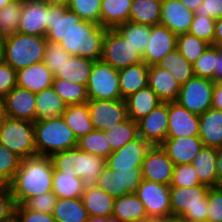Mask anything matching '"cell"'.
Masks as SVG:
<instances>
[{
    "instance_id": "24",
    "label": "cell",
    "mask_w": 222,
    "mask_h": 222,
    "mask_svg": "<svg viewBox=\"0 0 222 222\" xmlns=\"http://www.w3.org/2000/svg\"><path fill=\"white\" fill-rule=\"evenodd\" d=\"M53 79V73L43 61L17 71V86L34 93L52 87Z\"/></svg>"
},
{
    "instance_id": "31",
    "label": "cell",
    "mask_w": 222,
    "mask_h": 222,
    "mask_svg": "<svg viewBox=\"0 0 222 222\" xmlns=\"http://www.w3.org/2000/svg\"><path fill=\"white\" fill-rule=\"evenodd\" d=\"M82 200L89 217H110L113 215L115 198L98 187L85 189L82 194Z\"/></svg>"
},
{
    "instance_id": "9",
    "label": "cell",
    "mask_w": 222,
    "mask_h": 222,
    "mask_svg": "<svg viewBox=\"0 0 222 222\" xmlns=\"http://www.w3.org/2000/svg\"><path fill=\"white\" fill-rule=\"evenodd\" d=\"M89 100L122 99L118 70L101 60L94 61L87 83Z\"/></svg>"
},
{
    "instance_id": "34",
    "label": "cell",
    "mask_w": 222,
    "mask_h": 222,
    "mask_svg": "<svg viewBox=\"0 0 222 222\" xmlns=\"http://www.w3.org/2000/svg\"><path fill=\"white\" fill-rule=\"evenodd\" d=\"M52 215L57 222H86L89 218L82 198H58Z\"/></svg>"
},
{
    "instance_id": "51",
    "label": "cell",
    "mask_w": 222,
    "mask_h": 222,
    "mask_svg": "<svg viewBox=\"0 0 222 222\" xmlns=\"http://www.w3.org/2000/svg\"><path fill=\"white\" fill-rule=\"evenodd\" d=\"M21 159L0 144V173L10 182L19 169Z\"/></svg>"
},
{
    "instance_id": "59",
    "label": "cell",
    "mask_w": 222,
    "mask_h": 222,
    "mask_svg": "<svg viewBox=\"0 0 222 222\" xmlns=\"http://www.w3.org/2000/svg\"><path fill=\"white\" fill-rule=\"evenodd\" d=\"M212 108L222 110V82L215 83L214 85Z\"/></svg>"
},
{
    "instance_id": "17",
    "label": "cell",
    "mask_w": 222,
    "mask_h": 222,
    "mask_svg": "<svg viewBox=\"0 0 222 222\" xmlns=\"http://www.w3.org/2000/svg\"><path fill=\"white\" fill-rule=\"evenodd\" d=\"M199 134V115L189 112L178 102H168L167 138L197 136Z\"/></svg>"
},
{
    "instance_id": "71",
    "label": "cell",
    "mask_w": 222,
    "mask_h": 222,
    "mask_svg": "<svg viewBox=\"0 0 222 222\" xmlns=\"http://www.w3.org/2000/svg\"><path fill=\"white\" fill-rule=\"evenodd\" d=\"M165 222H185V220H182L180 218L172 217V218H165Z\"/></svg>"
},
{
    "instance_id": "25",
    "label": "cell",
    "mask_w": 222,
    "mask_h": 222,
    "mask_svg": "<svg viewBox=\"0 0 222 222\" xmlns=\"http://www.w3.org/2000/svg\"><path fill=\"white\" fill-rule=\"evenodd\" d=\"M198 136L204 146L222 147V110L211 107L199 115Z\"/></svg>"
},
{
    "instance_id": "18",
    "label": "cell",
    "mask_w": 222,
    "mask_h": 222,
    "mask_svg": "<svg viewBox=\"0 0 222 222\" xmlns=\"http://www.w3.org/2000/svg\"><path fill=\"white\" fill-rule=\"evenodd\" d=\"M84 20L75 12L62 6H48L46 39L52 43H60L68 32Z\"/></svg>"
},
{
    "instance_id": "53",
    "label": "cell",
    "mask_w": 222,
    "mask_h": 222,
    "mask_svg": "<svg viewBox=\"0 0 222 222\" xmlns=\"http://www.w3.org/2000/svg\"><path fill=\"white\" fill-rule=\"evenodd\" d=\"M206 221L222 222V191L218 187H211L208 190Z\"/></svg>"
},
{
    "instance_id": "43",
    "label": "cell",
    "mask_w": 222,
    "mask_h": 222,
    "mask_svg": "<svg viewBox=\"0 0 222 222\" xmlns=\"http://www.w3.org/2000/svg\"><path fill=\"white\" fill-rule=\"evenodd\" d=\"M22 7L23 1H14L0 9V38H5L18 32Z\"/></svg>"
},
{
    "instance_id": "10",
    "label": "cell",
    "mask_w": 222,
    "mask_h": 222,
    "mask_svg": "<svg viewBox=\"0 0 222 222\" xmlns=\"http://www.w3.org/2000/svg\"><path fill=\"white\" fill-rule=\"evenodd\" d=\"M134 193L143 203L148 218H172L170 185L142 179Z\"/></svg>"
},
{
    "instance_id": "22",
    "label": "cell",
    "mask_w": 222,
    "mask_h": 222,
    "mask_svg": "<svg viewBox=\"0 0 222 222\" xmlns=\"http://www.w3.org/2000/svg\"><path fill=\"white\" fill-rule=\"evenodd\" d=\"M174 165L190 164L202 148L203 142L197 136L167 138L161 145Z\"/></svg>"
},
{
    "instance_id": "28",
    "label": "cell",
    "mask_w": 222,
    "mask_h": 222,
    "mask_svg": "<svg viewBox=\"0 0 222 222\" xmlns=\"http://www.w3.org/2000/svg\"><path fill=\"white\" fill-rule=\"evenodd\" d=\"M112 216L121 222H144L149 219L143 203L135 193L115 198Z\"/></svg>"
},
{
    "instance_id": "73",
    "label": "cell",
    "mask_w": 222,
    "mask_h": 222,
    "mask_svg": "<svg viewBox=\"0 0 222 222\" xmlns=\"http://www.w3.org/2000/svg\"><path fill=\"white\" fill-rule=\"evenodd\" d=\"M144 222H165V219H160V218H149L147 220H145Z\"/></svg>"
},
{
    "instance_id": "46",
    "label": "cell",
    "mask_w": 222,
    "mask_h": 222,
    "mask_svg": "<svg viewBox=\"0 0 222 222\" xmlns=\"http://www.w3.org/2000/svg\"><path fill=\"white\" fill-rule=\"evenodd\" d=\"M192 65L194 76L210 79L214 82V70L217 68V46L209 45Z\"/></svg>"
},
{
    "instance_id": "35",
    "label": "cell",
    "mask_w": 222,
    "mask_h": 222,
    "mask_svg": "<svg viewBox=\"0 0 222 222\" xmlns=\"http://www.w3.org/2000/svg\"><path fill=\"white\" fill-rule=\"evenodd\" d=\"M162 2L159 0H132L129 21L154 26L160 24Z\"/></svg>"
},
{
    "instance_id": "70",
    "label": "cell",
    "mask_w": 222,
    "mask_h": 222,
    "mask_svg": "<svg viewBox=\"0 0 222 222\" xmlns=\"http://www.w3.org/2000/svg\"><path fill=\"white\" fill-rule=\"evenodd\" d=\"M14 1H24V0H0V9L4 8L10 2H14Z\"/></svg>"
},
{
    "instance_id": "36",
    "label": "cell",
    "mask_w": 222,
    "mask_h": 222,
    "mask_svg": "<svg viewBox=\"0 0 222 222\" xmlns=\"http://www.w3.org/2000/svg\"><path fill=\"white\" fill-rule=\"evenodd\" d=\"M93 63L92 59L72 55L54 77L87 85Z\"/></svg>"
},
{
    "instance_id": "64",
    "label": "cell",
    "mask_w": 222,
    "mask_h": 222,
    "mask_svg": "<svg viewBox=\"0 0 222 222\" xmlns=\"http://www.w3.org/2000/svg\"><path fill=\"white\" fill-rule=\"evenodd\" d=\"M48 6H62L68 8L70 0H41Z\"/></svg>"
},
{
    "instance_id": "63",
    "label": "cell",
    "mask_w": 222,
    "mask_h": 222,
    "mask_svg": "<svg viewBox=\"0 0 222 222\" xmlns=\"http://www.w3.org/2000/svg\"><path fill=\"white\" fill-rule=\"evenodd\" d=\"M181 3L187 7L190 11L195 12L196 9L200 6L203 0H180Z\"/></svg>"
},
{
    "instance_id": "55",
    "label": "cell",
    "mask_w": 222,
    "mask_h": 222,
    "mask_svg": "<svg viewBox=\"0 0 222 222\" xmlns=\"http://www.w3.org/2000/svg\"><path fill=\"white\" fill-rule=\"evenodd\" d=\"M20 222H57L52 214L27 209L23 204L15 205Z\"/></svg>"
},
{
    "instance_id": "54",
    "label": "cell",
    "mask_w": 222,
    "mask_h": 222,
    "mask_svg": "<svg viewBox=\"0 0 222 222\" xmlns=\"http://www.w3.org/2000/svg\"><path fill=\"white\" fill-rule=\"evenodd\" d=\"M15 86H17V71L4 62L0 65V96L5 97Z\"/></svg>"
},
{
    "instance_id": "3",
    "label": "cell",
    "mask_w": 222,
    "mask_h": 222,
    "mask_svg": "<svg viewBox=\"0 0 222 222\" xmlns=\"http://www.w3.org/2000/svg\"><path fill=\"white\" fill-rule=\"evenodd\" d=\"M35 147L38 156L53 154L77 147V138L62 116L34 122Z\"/></svg>"
},
{
    "instance_id": "13",
    "label": "cell",
    "mask_w": 222,
    "mask_h": 222,
    "mask_svg": "<svg viewBox=\"0 0 222 222\" xmlns=\"http://www.w3.org/2000/svg\"><path fill=\"white\" fill-rule=\"evenodd\" d=\"M151 147L148 141L138 136L122 148L113 151L106 159V166L115 171L141 169L146 153Z\"/></svg>"
},
{
    "instance_id": "75",
    "label": "cell",
    "mask_w": 222,
    "mask_h": 222,
    "mask_svg": "<svg viewBox=\"0 0 222 222\" xmlns=\"http://www.w3.org/2000/svg\"><path fill=\"white\" fill-rule=\"evenodd\" d=\"M217 187L222 191V181L218 183Z\"/></svg>"
},
{
    "instance_id": "27",
    "label": "cell",
    "mask_w": 222,
    "mask_h": 222,
    "mask_svg": "<svg viewBox=\"0 0 222 222\" xmlns=\"http://www.w3.org/2000/svg\"><path fill=\"white\" fill-rule=\"evenodd\" d=\"M128 118L138 122L156 108L162 101L155 92L147 86L125 98Z\"/></svg>"
},
{
    "instance_id": "32",
    "label": "cell",
    "mask_w": 222,
    "mask_h": 222,
    "mask_svg": "<svg viewBox=\"0 0 222 222\" xmlns=\"http://www.w3.org/2000/svg\"><path fill=\"white\" fill-rule=\"evenodd\" d=\"M36 120L59 117L67 108L66 103L52 87L36 93Z\"/></svg>"
},
{
    "instance_id": "74",
    "label": "cell",
    "mask_w": 222,
    "mask_h": 222,
    "mask_svg": "<svg viewBox=\"0 0 222 222\" xmlns=\"http://www.w3.org/2000/svg\"><path fill=\"white\" fill-rule=\"evenodd\" d=\"M185 222H208L206 220H185Z\"/></svg>"
},
{
    "instance_id": "21",
    "label": "cell",
    "mask_w": 222,
    "mask_h": 222,
    "mask_svg": "<svg viewBox=\"0 0 222 222\" xmlns=\"http://www.w3.org/2000/svg\"><path fill=\"white\" fill-rule=\"evenodd\" d=\"M194 14L180 0H165L162 1L160 24L176 35L188 33Z\"/></svg>"
},
{
    "instance_id": "38",
    "label": "cell",
    "mask_w": 222,
    "mask_h": 222,
    "mask_svg": "<svg viewBox=\"0 0 222 222\" xmlns=\"http://www.w3.org/2000/svg\"><path fill=\"white\" fill-rule=\"evenodd\" d=\"M157 65L171 72L180 85L194 76L193 65L177 49L165 55Z\"/></svg>"
},
{
    "instance_id": "47",
    "label": "cell",
    "mask_w": 222,
    "mask_h": 222,
    "mask_svg": "<svg viewBox=\"0 0 222 222\" xmlns=\"http://www.w3.org/2000/svg\"><path fill=\"white\" fill-rule=\"evenodd\" d=\"M102 0H70L68 9L84 21L100 24Z\"/></svg>"
},
{
    "instance_id": "39",
    "label": "cell",
    "mask_w": 222,
    "mask_h": 222,
    "mask_svg": "<svg viewBox=\"0 0 222 222\" xmlns=\"http://www.w3.org/2000/svg\"><path fill=\"white\" fill-rule=\"evenodd\" d=\"M125 40L141 55L144 54L150 38V26L135 22H125L115 28Z\"/></svg>"
},
{
    "instance_id": "72",
    "label": "cell",
    "mask_w": 222,
    "mask_h": 222,
    "mask_svg": "<svg viewBox=\"0 0 222 222\" xmlns=\"http://www.w3.org/2000/svg\"><path fill=\"white\" fill-rule=\"evenodd\" d=\"M105 222H121L118 218L110 216V217H105Z\"/></svg>"
},
{
    "instance_id": "20",
    "label": "cell",
    "mask_w": 222,
    "mask_h": 222,
    "mask_svg": "<svg viewBox=\"0 0 222 222\" xmlns=\"http://www.w3.org/2000/svg\"><path fill=\"white\" fill-rule=\"evenodd\" d=\"M36 93L15 86L4 98L9 118L36 121Z\"/></svg>"
},
{
    "instance_id": "42",
    "label": "cell",
    "mask_w": 222,
    "mask_h": 222,
    "mask_svg": "<svg viewBox=\"0 0 222 222\" xmlns=\"http://www.w3.org/2000/svg\"><path fill=\"white\" fill-rule=\"evenodd\" d=\"M105 134L111 149L115 151L138 137V122L128 118L112 129L106 130Z\"/></svg>"
},
{
    "instance_id": "30",
    "label": "cell",
    "mask_w": 222,
    "mask_h": 222,
    "mask_svg": "<svg viewBox=\"0 0 222 222\" xmlns=\"http://www.w3.org/2000/svg\"><path fill=\"white\" fill-rule=\"evenodd\" d=\"M132 0H102L100 26L115 29L129 21Z\"/></svg>"
},
{
    "instance_id": "62",
    "label": "cell",
    "mask_w": 222,
    "mask_h": 222,
    "mask_svg": "<svg viewBox=\"0 0 222 222\" xmlns=\"http://www.w3.org/2000/svg\"><path fill=\"white\" fill-rule=\"evenodd\" d=\"M217 185L222 181V147L217 148L216 158Z\"/></svg>"
},
{
    "instance_id": "52",
    "label": "cell",
    "mask_w": 222,
    "mask_h": 222,
    "mask_svg": "<svg viewBox=\"0 0 222 222\" xmlns=\"http://www.w3.org/2000/svg\"><path fill=\"white\" fill-rule=\"evenodd\" d=\"M57 199V196L50 191L28 199L23 205L29 210L52 214Z\"/></svg>"
},
{
    "instance_id": "68",
    "label": "cell",
    "mask_w": 222,
    "mask_h": 222,
    "mask_svg": "<svg viewBox=\"0 0 222 222\" xmlns=\"http://www.w3.org/2000/svg\"><path fill=\"white\" fill-rule=\"evenodd\" d=\"M5 62V48L3 43V38H0V65Z\"/></svg>"
},
{
    "instance_id": "60",
    "label": "cell",
    "mask_w": 222,
    "mask_h": 222,
    "mask_svg": "<svg viewBox=\"0 0 222 222\" xmlns=\"http://www.w3.org/2000/svg\"><path fill=\"white\" fill-rule=\"evenodd\" d=\"M222 82V47L217 46V68L214 70V83Z\"/></svg>"
},
{
    "instance_id": "6",
    "label": "cell",
    "mask_w": 222,
    "mask_h": 222,
    "mask_svg": "<svg viewBox=\"0 0 222 222\" xmlns=\"http://www.w3.org/2000/svg\"><path fill=\"white\" fill-rule=\"evenodd\" d=\"M206 185L194 187L170 186L172 217L182 220H206L208 205Z\"/></svg>"
},
{
    "instance_id": "69",
    "label": "cell",
    "mask_w": 222,
    "mask_h": 222,
    "mask_svg": "<svg viewBox=\"0 0 222 222\" xmlns=\"http://www.w3.org/2000/svg\"><path fill=\"white\" fill-rule=\"evenodd\" d=\"M86 222H105V217L102 216L89 217Z\"/></svg>"
},
{
    "instance_id": "57",
    "label": "cell",
    "mask_w": 222,
    "mask_h": 222,
    "mask_svg": "<svg viewBox=\"0 0 222 222\" xmlns=\"http://www.w3.org/2000/svg\"><path fill=\"white\" fill-rule=\"evenodd\" d=\"M194 13L211 17L214 20L220 19L222 17V0H203Z\"/></svg>"
},
{
    "instance_id": "8",
    "label": "cell",
    "mask_w": 222,
    "mask_h": 222,
    "mask_svg": "<svg viewBox=\"0 0 222 222\" xmlns=\"http://www.w3.org/2000/svg\"><path fill=\"white\" fill-rule=\"evenodd\" d=\"M100 60L116 70L143 62L142 55L116 29H106Z\"/></svg>"
},
{
    "instance_id": "14",
    "label": "cell",
    "mask_w": 222,
    "mask_h": 222,
    "mask_svg": "<svg viewBox=\"0 0 222 222\" xmlns=\"http://www.w3.org/2000/svg\"><path fill=\"white\" fill-rule=\"evenodd\" d=\"M174 166V163L160 145L152 146L142 162V179L170 185Z\"/></svg>"
},
{
    "instance_id": "33",
    "label": "cell",
    "mask_w": 222,
    "mask_h": 222,
    "mask_svg": "<svg viewBox=\"0 0 222 222\" xmlns=\"http://www.w3.org/2000/svg\"><path fill=\"white\" fill-rule=\"evenodd\" d=\"M61 116L77 139L94 130L87 103L67 105Z\"/></svg>"
},
{
    "instance_id": "2",
    "label": "cell",
    "mask_w": 222,
    "mask_h": 222,
    "mask_svg": "<svg viewBox=\"0 0 222 222\" xmlns=\"http://www.w3.org/2000/svg\"><path fill=\"white\" fill-rule=\"evenodd\" d=\"M54 171L64 172L83 180L84 188L97 187V179L106 166V159L76 148L53 154Z\"/></svg>"
},
{
    "instance_id": "44",
    "label": "cell",
    "mask_w": 222,
    "mask_h": 222,
    "mask_svg": "<svg viewBox=\"0 0 222 222\" xmlns=\"http://www.w3.org/2000/svg\"><path fill=\"white\" fill-rule=\"evenodd\" d=\"M210 44L189 33L177 35L176 49L193 64L205 52Z\"/></svg>"
},
{
    "instance_id": "7",
    "label": "cell",
    "mask_w": 222,
    "mask_h": 222,
    "mask_svg": "<svg viewBox=\"0 0 222 222\" xmlns=\"http://www.w3.org/2000/svg\"><path fill=\"white\" fill-rule=\"evenodd\" d=\"M0 144L15 153L21 160L37 156L34 123L7 117L0 124Z\"/></svg>"
},
{
    "instance_id": "4",
    "label": "cell",
    "mask_w": 222,
    "mask_h": 222,
    "mask_svg": "<svg viewBox=\"0 0 222 222\" xmlns=\"http://www.w3.org/2000/svg\"><path fill=\"white\" fill-rule=\"evenodd\" d=\"M45 36L22 34L17 32L3 38L5 63L16 71L42 62L47 45Z\"/></svg>"
},
{
    "instance_id": "12",
    "label": "cell",
    "mask_w": 222,
    "mask_h": 222,
    "mask_svg": "<svg viewBox=\"0 0 222 222\" xmlns=\"http://www.w3.org/2000/svg\"><path fill=\"white\" fill-rule=\"evenodd\" d=\"M94 130L106 131L128 119L125 99L88 100Z\"/></svg>"
},
{
    "instance_id": "15",
    "label": "cell",
    "mask_w": 222,
    "mask_h": 222,
    "mask_svg": "<svg viewBox=\"0 0 222 222\" xmlns=\"http://www.w3.org/2000/svg\"><path fill=\"white\" fill-rule=\"evenodd\" d=\"M168 102H162L138 121V136L152 146L161 145L167 139Z\"/></svg>"
},
{
    "instance_id": "1",
    "label": "cell",
    "mask_w": 222,
    "mask_h": 222,
    "mask_svg": "<svg viewBox=\"0 0 222 222\" xmlns=\"http://www.w3.org/2000/svg\"><path fill=\"white\" fill-rule=\"evenodd\" d=\"M54 166L50 157L34 156L20 161L19 169L10 181L15 205L52 191Z\"/></svg>"
},
{
    "instance_id": "66",
    "label": "cell",
    "mask_w": 222,
    "mask_h": 222,
    "mask_svg": "<svg viewBox=\"0 0 222 222\" xmlns=\"http://www.w3.org/2000/svg\"><path fill=\"white\" fill-rule=\"evenodd\" d=\"M10 189V182L0 173V191Z\"/></svg>"
},
{
    "instance_id": "67",
    "label": "cell",
    "mask_w": 222,
    "mask_h": 222,
    "mask_svg": "<svg viewBox=\"0 0 222 222\" xmlns=\"http://www.w3.org/2000/svg\"><path fill=\"white\" fill-rule=\"evenodd\" d=\"M0 222H20V219H19L17 213L14 211L8 217L0 220Z\"/></svg>"
},
{
    "instance_id": "37",
    "label": "cell",
    "mask_w": 222,
    "mask_h": 222,
    "mask_svg": "<svg viewBox=\"0 0 222 222\" xmlns=\"http://www.w3.org/2000/svg\"><path fill=\"white\" fill-rule=\"evenodd\" d=\"M84 190L82 179L60 171L53 172L52 192L57 198H82Z\"/></svg>"
},
{
    "instance_id": "16",
    "label": "cell",
    "mask_w": 222,
    "mask_h": 222,
    "mask_svg": "<svg viewBox=\"0 0 222 222\" xmlns=\"http://www.w3.org/2000/svg\"><path fill=\"white\" fill-rule=\"evenodd\" d=\"M177 35L161 24L150 26V38L142 60L148 65H157L168 53L176 49Z\"/></svg>"
},
{
    "instance_id": "40",
    "label": "cell",
    "mask_w": 222,
    "mask_h": 222,
    "mask_svg": "<svg viewBox=\"0 0 222 222\" xmlns=\"http://www.w3.org/2000/svg\"><path fill=\"white\" fill-rule=\"evenodd\" d=\"M52 88L66 105L84 104L89 100L87 85H81L69 80L54 77Z\"/></svg>"
},
{
    "instance_id": "65",
    "label": "cell",
    "mask_w": 222,
    "mask_h": 222,
    "mask_svg": "<svg viewBox=\"0 0 222 222\" xmlns=\"http://www.w3.org/2000/svg\"><path fill=\"white\" fill-rule=\"evenodd\" d=\"M6 102L3 96H0V124L7 118Z\"/></svg>"
},
{
    "instance_id": "56",
    "label": "cell",
    "mask_w": 222,
    "mask_h": 222,
    "mask_svg": "<svg viewBox=\"0 0 222 222\" xmlns=\"http://www.w3.org/2000/svg\"><path fill=\"white\" fill-rule=\"evenodd\" d=\"M117 174L122 179V189H127L129 193H134L142 181L141 169L118 170Z\"/></svg>"
},
{
    "instance_id": "41",
    "label": "cell",
    "mask_w": 222,
    "mask_h": 222,
    "mask_svg": "<svg viewBox=\"0 0 222 222\" xmlns=\"http://www.w3.org/2000/svg\"><path fill=\"white\" fill-rule=\"evenodd\" d=\"M77 148L107 159L113 150L107 141L104 131L93 130L77 140Z\"/></svg>"
},
{
    "instance_id": "11",
    "label": "cell",
    "mask_w": 222,
    "mask_h": 222,
    "mask_svg": "<svg viewBox=\"0 0 222 222\" xmlns=\"http://www.w3.org/2000/svg\"><path fill=\"white\" fill-rule=\"evenodd\" d=\"M214 85L210 79L193 76L181 85L176 102L189 112L201 115L212 107Z\"/></svg>"
},
{
    "instance_id": "61",
    "label": "cell",
    "mask_w": 222,
    "mask_h": 222,
    "mask_svg": "<svg viewBox=\"0 0 222 222\" xmlns=\"http://www.w3.org/2000/svg\"><path fill=\"white\" fill-rule=\"evenodd\" d=\"M213 45L222 47V17L216 20L215 35L213 38Z\"/></svg>"
},
{
    "instance_id": "49",
    "label": "cell",
    "mask_w": 222,
    "mask_h": 222,
    "mask_svg": "<svg viewBox=\"0 0 222 222\" xmlns=\"http://www.w3.org/2000/svg\"><path fill=\"white\" fill-rule=\"evenodd\" d=\"M215 23L216 20L211 17L194 14L188 33L213 45Z\"/></svg>"
},
{
    "instance_id": "48",
    "label": "cell",
    "mask_w": 222,
    "mask_h": 222,
    "mask_svg": "<svg viewBox=\"0 0 222 222\" xmlns=\"http://www.w3.org/2000/svg\"><path fill=\"white\" fill-rule=\"evenodd\" d=\"M72 55L68 54L58 43L47 42L43 62L55 76L69 61Z\"/></svg>"
},
{
    "instance_id": "45",
    "label": "cell",
    "mask_w": 222,
    "mask_h": 222,
    "mask_svg": "<svg viewBox=\"0 0 222 222\" xmlns=\"http://www.w3.org/2000/svg\"><path fill=\"white\" fill-rule=\"evenodd\" d=\"M97 187L114 198L129 194L127 189H122L121 176L117 174V171L110 169L108 166H105L99 175L97 179Z\"/></svg>"
},
{
    "instance_id": "50",
    "label": "cell",
    "mask_w": 222,
    "mask_h": 222,
    "mask_svg": "<svg viewBox=\"0 0 222 222\" xmlns=\"http://www.w3.org/2000/svg\"><path fill=\"white\" fill-rule=\"evenodd\" d=\"M202 185L192 163L175 165L170 186L194 187Z\"/></svg>"
},
{
    "instance_id": "19",
    "label": "cell",
    "mask_w": 222,
    "mask_h": 222,
    "mask_svg": "<svg viewBox=\"0 0 222 222\" xmlns=\"http://www.w3.org/2000/svg\"><path fill=\"white\" fill-rule=\"evenodd\" d=\"M48 5L41 0H24L18 32L46 36Z\"/></svg>"
},
{
    "instance_id": "26",
    "label": "cell",
    "mask_w": 222,
    "mask_h": 222,
    "mask_svg": "<svg viewBox=\"0 0 222 222\" xmlns=\"http://www.w3.org/2000/svg\"><path fill=\"white\" fill-rule=\"evenodd\" d=\"M149 66L143 61L118 70L122 99L148 86Z\"/></svg>"
},
{
    "instance_id": "23",
    "label": "cell",
    "mask_w": 222,
    "mask_h": 222,
    "mask_svg": "<svg viewBox=\"0 0 222 222\" xmlns=\"http://www.w3.org/2000/svg\"><path fill=\"white\" fill-rule=\"evenodd\" d=\"M148 86L162 102L176 101L181 88L173 74L158 65L149 66Z\"/></svg>"
},
{
    "instance_id": "29",
    "label": "cell",
    "mask_w": 222,
    "mask_h": 222,
    "mask_svg": "<svg viewBox=\"0 0 222 222\" xmlns=\"http://www.w3.org/2000/svg\"><path fill=\"white\" fill-rule=\"evenodd\" d=\"M216 158L217 148L202 146L192 161L200 183L209 188L217 187Z\"/></svg>"
},
{
    "instance_id": "58",
    "label": "cell",
    "mask_w": 222,
    "mask_h": 222,
    "mask_svg": "<svg viewBox=\"0 0 222 222\" xmlns=\"http://www.w3.org/2000/svg\"><path fill=\"white\" fill-rule=\"evenodd\" d=\"M15 202L10 189L0 191V220L14 212Z\"/></svg>"
},
{
    "instance_id": "5",
    "label": "cell",
    "mask_w": 222,
    "mask_h": 222,
    "mask_svg": "<svg viewBox=\"0 0 222 222\" xmlns=\"http://www.w3.org/2000/svg\"><path fill=\"white\" fill-rule=\"evenodd\" d=\"M105 33L106 28L100 24L83 21L72 28L59 44L70 55L98 61Z\"/></svg>"
}]
</instances>
